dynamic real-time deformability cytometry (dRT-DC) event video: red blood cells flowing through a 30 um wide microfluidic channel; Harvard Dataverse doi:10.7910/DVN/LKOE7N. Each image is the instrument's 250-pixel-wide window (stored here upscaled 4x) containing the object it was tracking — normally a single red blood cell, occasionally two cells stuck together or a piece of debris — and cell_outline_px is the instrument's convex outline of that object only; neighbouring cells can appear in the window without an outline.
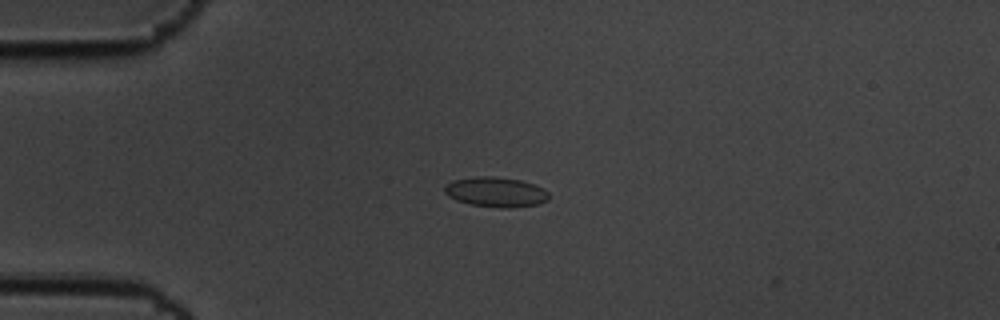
{"species": "common noctule bat (a hibernating species)", "species_latin": "Nyctalus noctula", "temperature_condition": "cold", "stored_images_in_passage": 48, "camera_frame_rate_fps": 3000, "um_per_image_px": 0.085, "animal": {"sex": "male", "body_mass_g": 19.5, "forearm_length_mm": 54.6}, "frame": {"image": 1, "passage_image": 4, "time_ms": 1.0, "image_size_px": [1000, 320], "cell_outline_px": [[548, 200], [536, 204], [508, 208], [500, 208], [472, 204], [456, 200], [448, 196], [444, 192], [444, 188], [452, 180], [476, 176], [492, 176], [520, 180], [544, 188], [548, 192]], "centroid_in_image_um": [42.13, 16.31], "position_along_channel_um": 42.9, "area_um2": 18.03}}
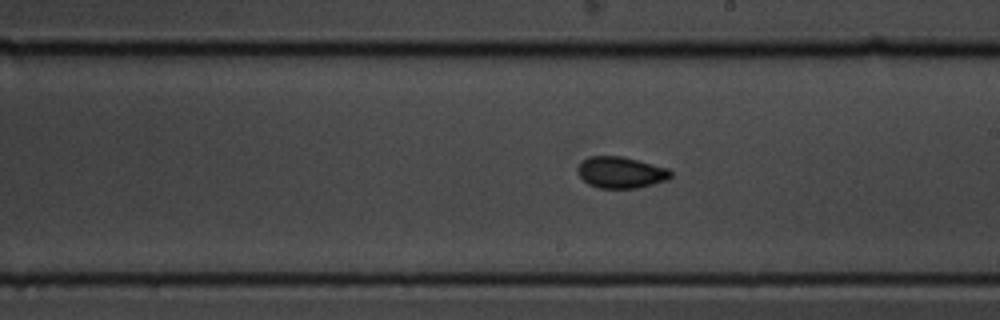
{"frame": {"image": 2, "passage_image": 23, "time_ms": 7.333, "image_size_px": [1000, 320], "cell_outline_px": [[672, 176], [668, 180], [636, 188], [600, 188], [588, 184], [576, 172], [576, 168], [588, 156], [620, 156], [668, 168], [672, 172]], "centroid_in_image_um": [52.76, 14.66], "position_along_channel_um": 236.2, "area_um2": 16.94}}
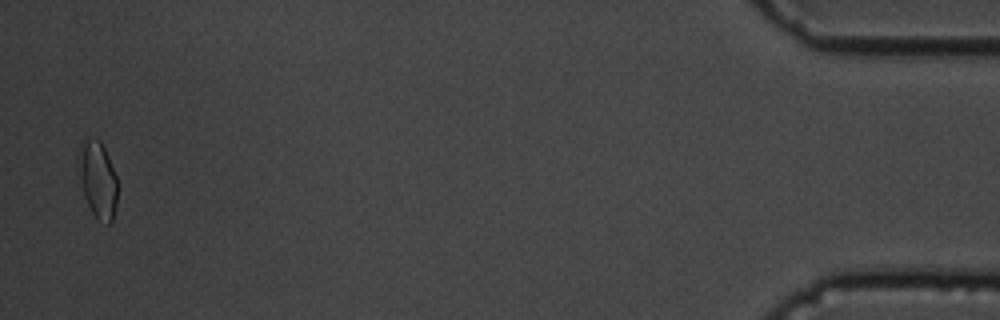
{"frame": {"image": 3, "passage_image": 47, "time_ms": 15.333, "image_size_px": [1000, 320], "cell_outline_px": [[116, 204], [112, 220], [108, 224], [96, 216], [92, 212], [88, 204], [84, 192], [76, 160], [80, 140], [84, 136], [100, 140], [108, 156], [116, 176]], "centroid_in_image_um": [8.27, 15.14], "position_along_channel_um": 426.9, "area_um2": 17.28}, "authors_computed_cell_mechanics": {"area_um2": 16.7331, "velocity_mm_per_s": 3.4363, "shape_relaxation_time_tau1_ms": 6.6272, "shape_relaxation_time_tau2_ms": 1.1989, "deformation_change_tau1": 0.1337, "deformation_change_tau2": 0.0642}}